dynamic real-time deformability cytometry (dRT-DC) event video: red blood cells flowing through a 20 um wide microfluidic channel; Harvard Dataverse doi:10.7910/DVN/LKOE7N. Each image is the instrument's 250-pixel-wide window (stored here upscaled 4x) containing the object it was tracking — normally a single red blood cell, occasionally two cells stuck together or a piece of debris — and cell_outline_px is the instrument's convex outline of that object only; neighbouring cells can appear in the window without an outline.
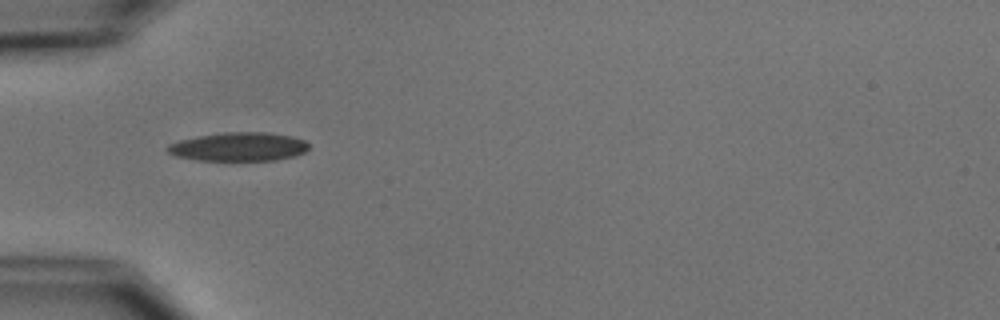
{"species": "common noctule bat (a hibernating species)", "species_latin": "Nyctalus noctula", "temperature_condition": "cold", "stored_images_in_passage": 2, "camera_frame_rate_fps": 3000, "um_per_image_px": 0.085, "animal": {"sex": "male", "body_mass_g": 15.6}, "frame": {"image": 1, "passage_image": 1, "time_ms": 0.0, "image_size_px": [1000, 320], "cell_outline_px": [[308, 148], [304, 152], [296, 156], [276, 160], [200, 160], [176, 156], [168, 152], [164, 148], [168, 144], [180, 140], [200, 136], [224, 132], [268, 132], [292, 136], [304, 140], [308, 144]], "centroid_in_image_um": [20.3, 12.47], "position_along_channel_um": 64.7, "area_um2": 23.58}}